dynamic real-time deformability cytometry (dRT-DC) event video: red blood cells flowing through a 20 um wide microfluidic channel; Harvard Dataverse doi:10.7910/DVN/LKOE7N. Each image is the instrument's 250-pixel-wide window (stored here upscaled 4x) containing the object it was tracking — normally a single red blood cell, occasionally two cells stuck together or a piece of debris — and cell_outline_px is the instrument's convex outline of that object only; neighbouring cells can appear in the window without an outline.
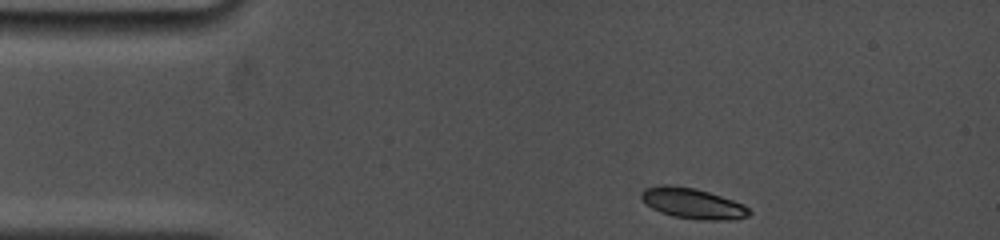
{"species": "common noctule bat (a hibernating species)", "species_latin": "Nyctalus noctula", "temperature_condition": "cold", "stored_images_in_passage": 46, "camera_frame_rate_fps": 5000, "um_per_image_px": 0.085, "animal": {"sex": "female", "body_mass_g": 19.0, "forearm_length_mm": 53.3}, "frame": {"image": 1, "passage_image": 1, "time_ms": 0.0, "image_size_px": [1000, 240], "cell_outline_px": [[752, 212], [748, 216], [736, 220], [700, 220], [672, 216], [660, 212], [652, 208], [640, 196], [640, 192], [644, 188], [660, 184], [668, 184], [696, 188], [744, 204]], "centroid_in_image_um": [58.88, 17.29], "position_along_channel_um": 26.1, "area_um2": 19.36}}
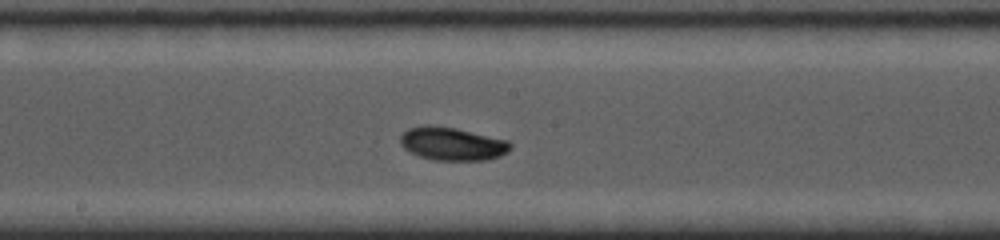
{"frame": {"image": 2, "passage_image": 24, "time_ms": 6.4, "image_size_px": [1000, 240], "cell_outline_px": [[512, 148], [508, 152], [500, 156], [484, 160], [436, 160], [420, 156], [404, 148], [400, 144], [400, 136], [408, 128], [428, 124], [456, 128], [508, 140], [512, 144]], "centroid_in_image_um": [38.46, 12.21], "position_along_channel_um": 209.7, "area_um2": 21.27}}
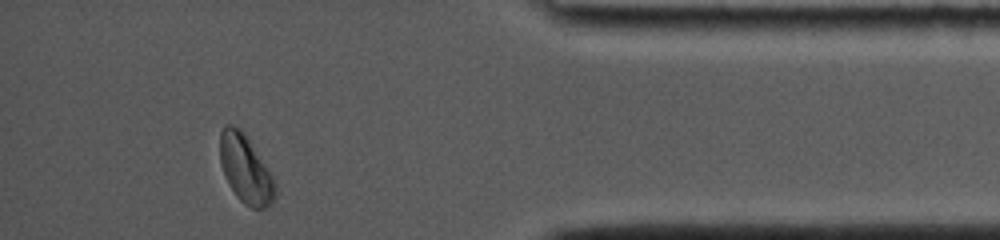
{"frame": {"image": 3, "passage_image": 43, "time_ms": 12.4, "image_size_px": [1000, 240], "cell_outline_px": [[276, 200], [272, 204], [264, 208], [252, 208], [244, 204], [236, 196], [228, 184], [220, 164], [220, 132], [228, 124], [232, 124], [240, 128], [248, 136], [272, 176], [276, 184]], "centroid_in_image_um": [20.88, 14.38], "position_along_channel_um": 414.3, "area_um2": 22.14}, "authors_computed_cell_mechanics": {"area_um2": 20.3167, "velocity_mm_per_s": 3.7753, "shape_relaxation_time_tau1_ms": 2.7734, "shape_relaxation_time_tau2_ms": null, "deformation_change_tau1": 0.111, "deformation_change_tau2": null}}